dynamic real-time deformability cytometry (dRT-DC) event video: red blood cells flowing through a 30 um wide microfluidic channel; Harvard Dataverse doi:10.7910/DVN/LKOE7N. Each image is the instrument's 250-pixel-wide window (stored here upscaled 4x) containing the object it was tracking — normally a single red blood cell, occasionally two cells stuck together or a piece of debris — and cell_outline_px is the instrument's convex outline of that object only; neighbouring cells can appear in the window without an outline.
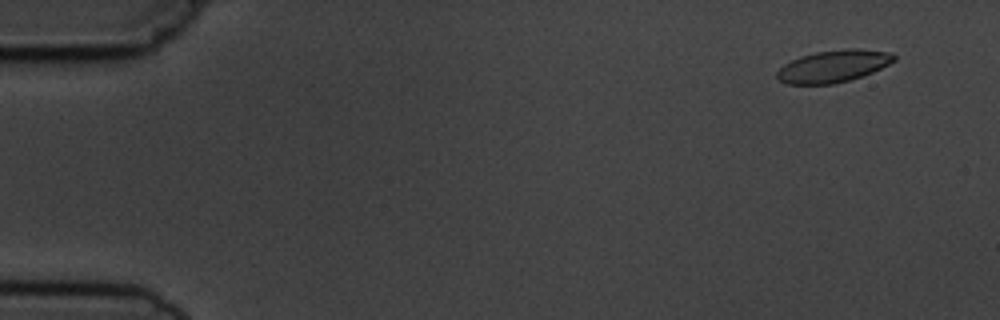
{"species": "common noctule bat (a hibernating species)", "species_latin": "Nyctalus noctula", "temperature_condition": "cold", "stored_images_in_passage": 9, "camera_frame_rate_fps": 3000, "um_per_image_px": 0.085, "animal": {"sex": "male", "body_mass_g": 19.5, "forearm_length_mm": 54.6}, "frame": {"image": 1, "passage_image": 1, "time_ms": 0.0, "image_size_px": [1000, 320], "cell_outline_px": [[896, 60], [872, 72], [848, 80], [832, 84], [788, 84], [780, 80], [776, 76], [776, 72], [784, 64], [800, 56], [816, 52], [848, 48], [852, 48], [892, 52], [896, 56]], "centroid_in_image_um": [70.83, 5.62], "position_along_channel_um": 14.2, "area_um2": 21.73}}
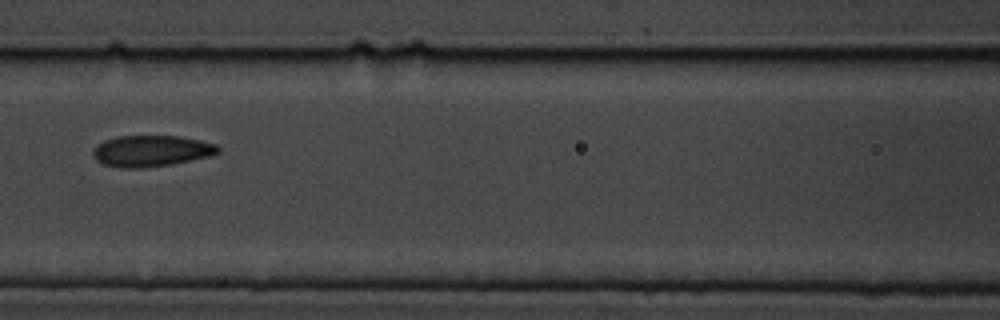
{"frame": {"image": 2, "passage_image": 7, "time_ms": 7.0, "image_size_px": [1000, 320], "cell_outline_px": [[220, 152], [212, 156], [172, 164], [140, 168], [124, 168], [104, 164], [96, 160], [92, 152], [104, 140], [116, 136], [180, 136], [200, 140], [216, 144], [220, 148]], "centroid_in_image_um": [12.91, 12.83], "position_along_channel_um": 153.7, "area_um2": 22.72}}
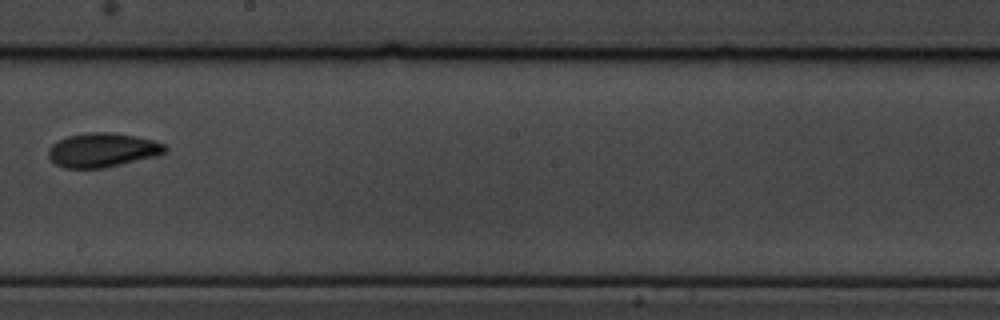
{"frame": {"image": 3, "passage_image": 9, "time_ms": 9.333, "image_size_px": [1000, 320], "cell_outline_px": [[168, 152], [156, 156], [104, 168], [64, 168], [56, 164], [48, 156], [48, 148], [52, 144], [68, 136], [92, 132], [108, 132], [136, 136], [152, 140], [164, 144], [168, 148]], "centroid_in_image_um": [8.73, 12.76], "position_along_channel_um": 239.5, "area_um2": 23.12}}